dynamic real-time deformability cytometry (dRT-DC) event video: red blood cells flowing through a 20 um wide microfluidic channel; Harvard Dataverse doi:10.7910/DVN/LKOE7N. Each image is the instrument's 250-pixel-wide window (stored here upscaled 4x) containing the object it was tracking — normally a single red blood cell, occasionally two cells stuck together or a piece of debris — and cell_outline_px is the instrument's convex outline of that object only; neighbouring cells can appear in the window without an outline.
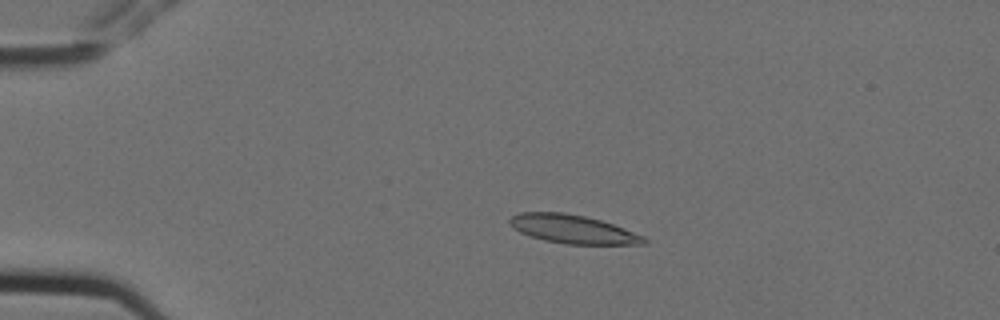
{"species": "Egyptian fruit bat (a non-hibernating species)", "species_latin": "Rousettus aegyptiacus", "temperature_condition": "cold", "stored_images_in_passage": 5, "camera_frame_rate_fps": 3000, "um_per_image_px": 0.085, "animal": {"sex": "female"}, "frame": {"image": 1, "passage_image": 4, "time_ms": 1.0, "image_size_px": [1000, 320], "cell_outline_px": [[648, 244], [564, 244], [544, 240], [520, 232], [508, 220], [512, 216], [520, 212], [564, 212], [584, 216], [600, 220], [624, 228], [644, 236], [648, 240]], "centroid_in_image_um": [48.73, 19.48], "position_along_channel_um": 36.3, "area_um2": 22.14}}